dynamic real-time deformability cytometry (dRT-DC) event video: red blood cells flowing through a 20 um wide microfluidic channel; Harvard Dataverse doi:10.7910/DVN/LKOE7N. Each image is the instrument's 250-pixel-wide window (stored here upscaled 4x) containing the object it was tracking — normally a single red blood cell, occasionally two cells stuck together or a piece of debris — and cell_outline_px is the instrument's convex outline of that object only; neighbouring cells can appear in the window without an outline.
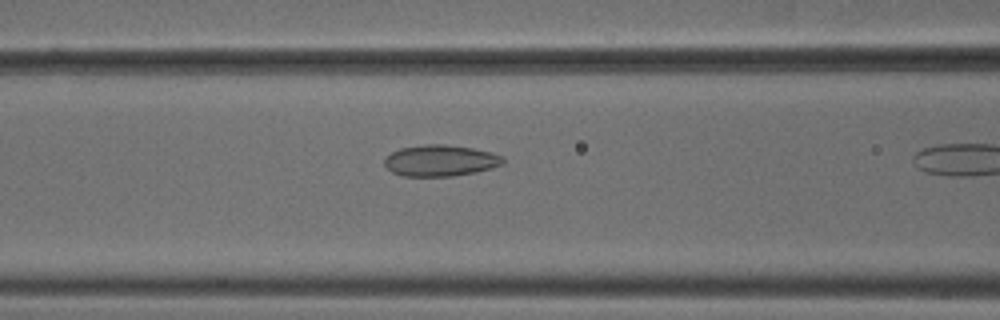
{"species": "common noctule bat (a hibernating species)", "species_latin": "Nyctalus noctula", "temperature_condition": "cold", "stored_images_in_passage": 10, "camera_frame_rate_fps": 3000, "um_per_image_px": 0.085, "animal": {"sex": "male", "body_mass_g": 18.8}, "frame": {"image": 1, "passage_image": 9, "time_ms": 2.667, "image_size_px": [1000, 320], "cell_outline_px": [[504, 164], [492, 168], [476, 172], [452, 176], [404, 176], [392, 172], [384, 164], [384, 160], [392, 152], [400, 148], [424, 144], [444, 144], [472, 148], [492, 152], [504, 156]], "centroid_in_image_um": [37.47, 13.65], "position_along_channel_um": 129.1, "area_um2": 21.68}}